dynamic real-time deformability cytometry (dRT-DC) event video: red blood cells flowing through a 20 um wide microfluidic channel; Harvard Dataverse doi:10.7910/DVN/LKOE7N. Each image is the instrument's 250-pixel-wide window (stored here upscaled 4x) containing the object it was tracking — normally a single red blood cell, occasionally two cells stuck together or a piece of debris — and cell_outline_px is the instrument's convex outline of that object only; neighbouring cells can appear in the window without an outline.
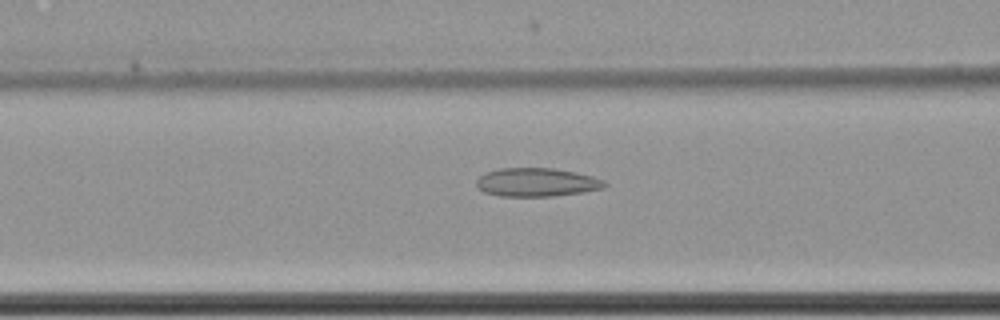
{"species": "common noctule bat (a hibernating species)", "species_latin": "Nyctalus noctula", "temperature_condition": "cold", "stored_images_in_passage": 47, "camera_frame_rate_fps": 3000, "um_per_image_px": 0.085, "animal": {"sex": "female", "body_mass_g": 22.7, "forearm_length_mm": 54.2}, "frame": {"image": 1, "passage_image": 18, "time_ms": 5.667, "image_size_px": [1000, 320], "cell_outline_px": [[608, 184], [604, 188], [584, 192], [552, 196], [500, 196], [484, 192], [476, 184], [476, 180], [480, 176], [488, 172], [500, 168], [552, 168], [576, 172], [592, 176], [604, 180]], "centroid_in_image_um": [45.65, 15.49], "position_along_channel_um": 120.9, "area_um2": 21.27}}
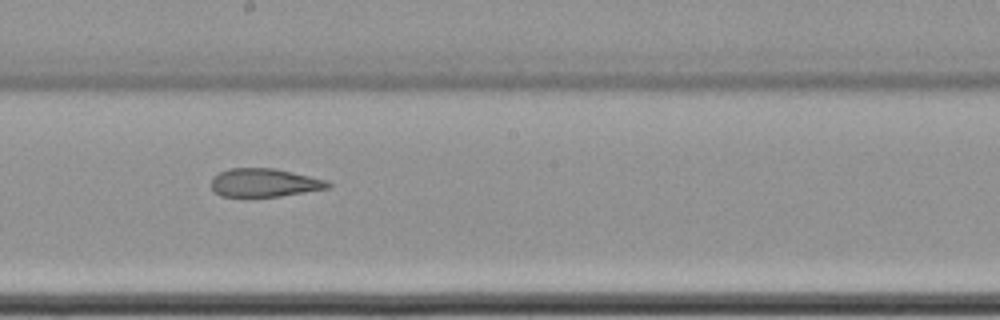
{"frame": {"image": 2, "passage_image": 27, "time_ms": 8.667, "image_size_px": [1000, 320], "cell_outline_px": [[332, 184], [328, 188], [280, 196], [220, 196], [212, 188], [212, 176], [228, 168], [272, 168], [292, 172], [328, 180]], "centroid_in_image_um": [22.47, 15.52], "position_along_channel_um": 225.7, "area_um2": 19.13}}
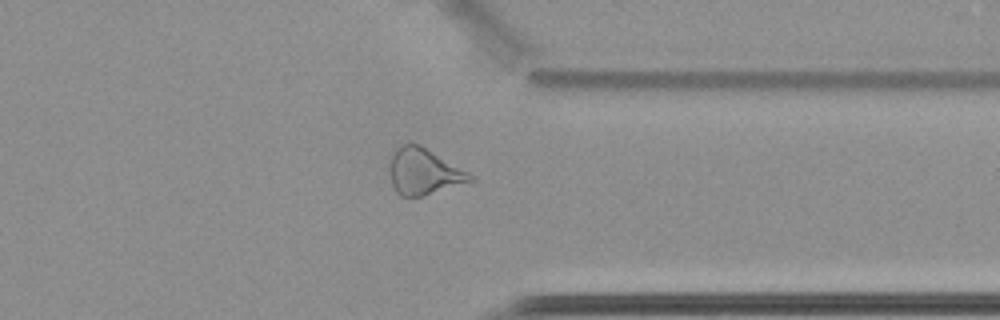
{"frame": {"image": 3, "passage_image": 40, "time_ms": 13.0, "image_size_px": [1000, 320], "cell_outline_px": [[476, 180], [424, 196], [400, 196], [396, 192], [392, 184], [388, 172], [388, 168], [392, 152], [396, 148], [408, 140], [420, 144], [476, 176]], "centroid_in_image_um": [36.0, 14.56], "position_along_channel_um": 375.4, "area_um2": 22.31}, "authors_computed_cell_mechanics": {"area_um2": 21.6172, "velocity_mm_per_s": 3.5008, "shape_relaxation_time_tau1_ms": null, "shape_relaxation_time_tau2_ms": 4.0423, "deformation_change_tau1": null, "deformation_change_tau2": 0.1077}}